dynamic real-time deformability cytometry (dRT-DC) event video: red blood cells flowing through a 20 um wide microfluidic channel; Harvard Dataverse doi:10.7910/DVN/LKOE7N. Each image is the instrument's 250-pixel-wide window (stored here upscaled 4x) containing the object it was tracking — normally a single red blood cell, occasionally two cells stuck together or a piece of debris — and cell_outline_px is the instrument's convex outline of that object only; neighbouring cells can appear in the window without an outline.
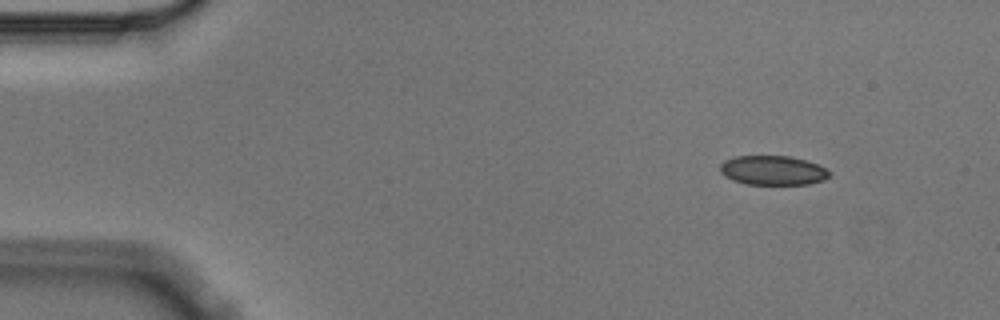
{"species": "Egyptian fruit bat (a non-hibernating species)", "species_latin": "Rousettus aegyptiacus", "temperature_condition": "cold", "stored_images_in_passage": 3, "camera_frame_rate_fps": 3000, "um_per_image_px": 0.085, "animal": {"sex": "male"}, "frame": {"image": 1, "passage_image": 1, "time_ms": 0.0, "image_size_px": [1000, 320], "cell_outline_px": [[832, 172], [824, 180], [808, 184], [744, 184], [732, 180], [724, 176], [720, 172], [720, 164], [724, 160], [736, 156], [788, 156], [804, 160], [816, 164]], "centroid_in_image_um": [65.65, 14.48], "position_along_channel_um": 19.4, "area_um2": 18.67}}
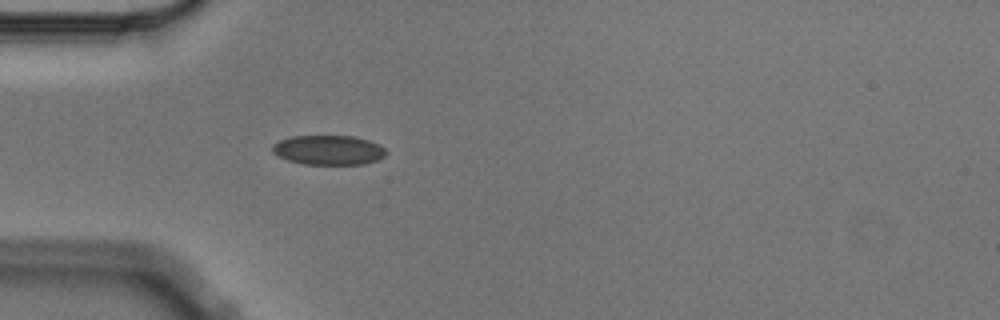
{"frame": {"image": 2, "passage_image": 3, "time_ms": 0.667, "image_size_px": [1000, 320], "cell_outline_px": [[388, 152], [384, 156], [376, 160], [364, 164], [304, 164], [288, 160], [272, 152], [272, 144], [280, 140], [292, 136], [352, 136], [368, 140], [380, 144]], "centroid_in_image_um": [27.93, 12.75], "position_along_channel_um": 57.1, "area_um2": 19.54}}